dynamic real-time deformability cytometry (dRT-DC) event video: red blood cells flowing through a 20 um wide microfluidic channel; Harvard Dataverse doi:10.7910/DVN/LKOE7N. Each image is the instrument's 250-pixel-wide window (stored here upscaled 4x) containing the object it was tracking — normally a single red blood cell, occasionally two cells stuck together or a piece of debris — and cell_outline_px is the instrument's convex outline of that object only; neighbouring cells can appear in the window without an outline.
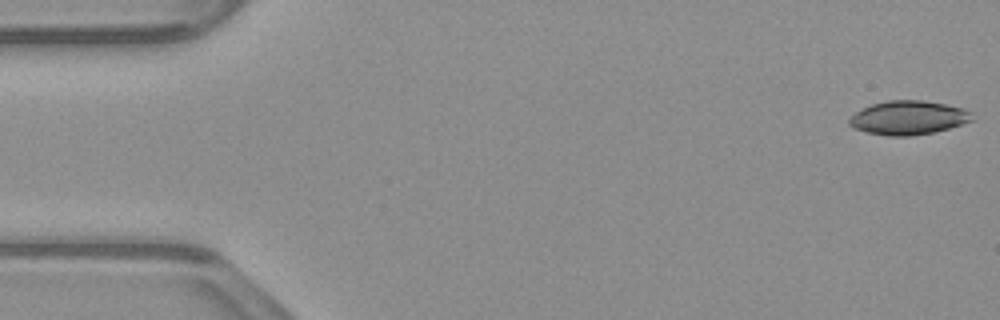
{"species": "common noctule bat (a hibernating species)", "species_latin": "Nyctalus noctula", "temperature_condition": "warm", "stored_images_in_passage": 16, "camera_frame_rate_fps": 3000, "um_per_image_px": 0.085, "animal": {"sex": "male", "body_mass_g": 23.1, "forearm_length_mm": 52.7}, "frame": {"image": 1, "passage_image": 1, "time_ms": 0.0, "image_size_px": [1000, 320], "cell_outline_px": [[972, 120], [948, 128], [932, 132], [912, 136], [888, 136], [868, 132], [852, 128], [848, 124], [848, 120], [856, 112], [872, 104], [888, 100], [924, 100], [964, 108], [972, 112]], "centroid_in_image_um": [77.19, 10.0], "position_along_channel_um": 7.8, "area_um2": 24.1}}
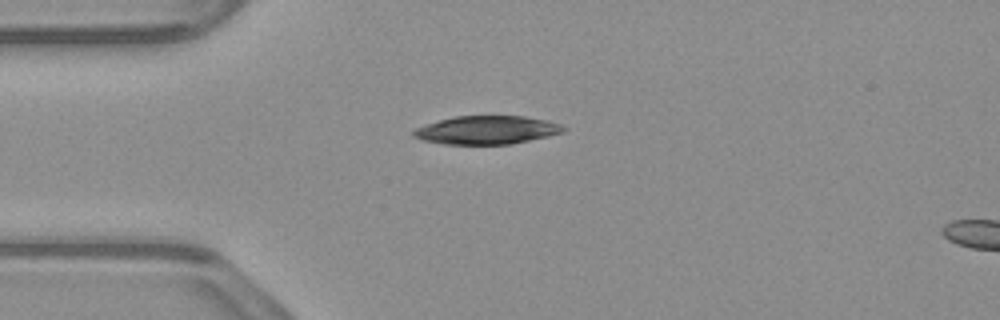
{"frame": {"image": 2, "passage_image": 13, "time_ms": 4.0, "image_size_px": [1000, 320], "cell_outline_px": [[568, 128], [564, 132], [548, 136], [512, 144], [444, 144], [420, 140], [412, 136], [412, 132], [416, 128], [440, 120], [456, 116], [524, 116], [548, 120], [560, 124]], "centroid_in_image_um": [41.4, 11.05], "position_along_channel_um": 43.6, "area_um2": 24.8}}